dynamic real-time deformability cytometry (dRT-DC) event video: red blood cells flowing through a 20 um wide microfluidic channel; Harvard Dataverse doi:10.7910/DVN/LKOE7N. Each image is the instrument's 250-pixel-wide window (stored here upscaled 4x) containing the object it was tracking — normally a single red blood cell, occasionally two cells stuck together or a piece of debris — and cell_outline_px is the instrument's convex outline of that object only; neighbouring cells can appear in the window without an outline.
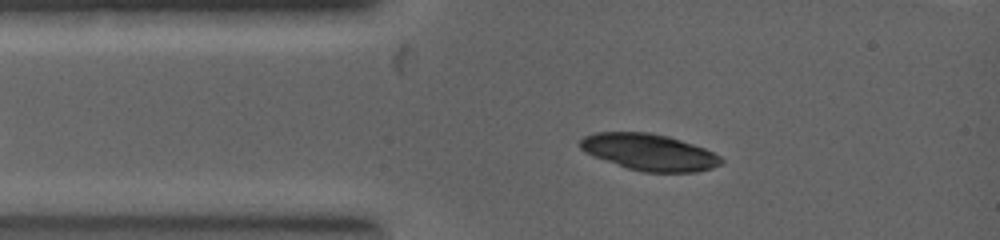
{"species": "common noctule bat (a hibernating species)", "species_latin": "Nyctalus noctula", "temperature_condition": "warm", "stored_images_in_passage": 2, "camera_frame_rate_fps": 5000, "um_per_image_px": 0.085, "animal": {"sex": "female", "body_mass_g": 19.0, "forearm_length_mm": 53.3}, "frame": {"image": 1, "passage_image": 2, "time_ms": 1.0, "image_size_px": [1000, 240], "cell_outline_px": [[724, 164], [712, 168], [696, 172], [644, 172], [628, 168], [604, 160], [584, 152], [580, 148], [580, 140], [584, 136], [596, 132], [648, 132], [668, 136], [704, 148], [720, 156], [724, 160]], "centroid_in_image_um": [55.19, 12.93], "position_along_channel_um": 29.8, "area_um2": 30.0}}